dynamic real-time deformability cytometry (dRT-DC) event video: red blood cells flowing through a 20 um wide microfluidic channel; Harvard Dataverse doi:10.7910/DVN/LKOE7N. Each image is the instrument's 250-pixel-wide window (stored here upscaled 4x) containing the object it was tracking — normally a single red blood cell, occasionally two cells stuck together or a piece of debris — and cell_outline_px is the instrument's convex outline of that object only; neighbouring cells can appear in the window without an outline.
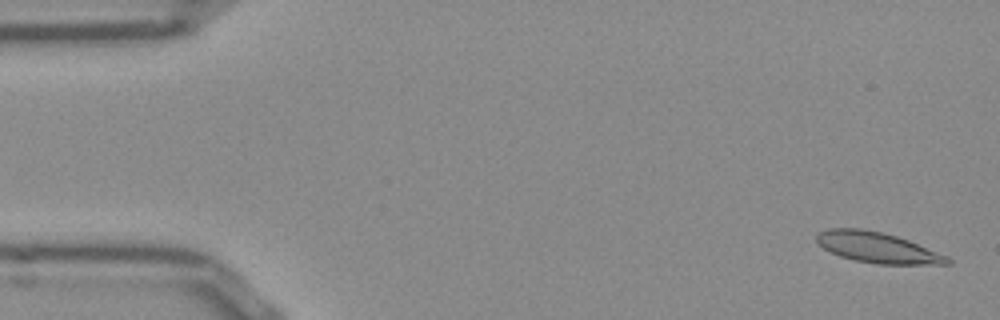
{"species": "Egyptian fruit bat (a non-hibernating species)", "species_latin": "Rousettus aegyptiacus", "temperature_condition": "room temperature", "stored_images_in_passage": 52, "camera_frame_rate_fps": 3000, "um_per_image_px": 0.085, "frame": {"image": 1, "passage_image": 2, "time_ms": 0.333, "image_size_px": [1000, 320], "cell_outline_px": [[952, 264], [876, 264], [856, 260], [840, 256], [824, 248], [816, 240], [816, 232], [828, 228], [860, 228], [880, 232], [896, 236], [908, 240], [948, 256], [952, 260]], "centroid_in_image_um": [74.58, 21.04], "position_along_channel_um": 10.4, "area_um2": 23.18}}
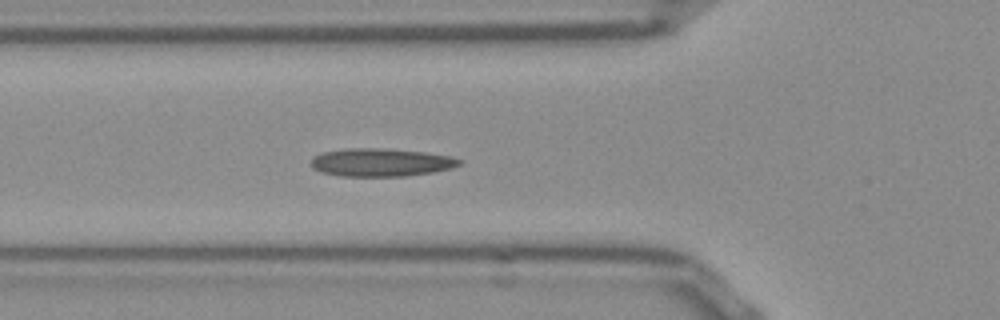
{"frame": {"image": 2, "passage_image": 18, "time_ms": 5.667, "image_size_px": [1000, 320], "cell_outline_px": [[464, 160], [460, 164], [452, 168], [432, 172], [404, 176], [340, 176], [320, 172], [312, 168], [312, 156], [324, 152], [348, 148], [380, 148], [424, 152], [452, 156]], "centroid_in_image_um": [32.39, 13.8], "position_along_channel_um": 93.4, "area_um2": 24.28}}
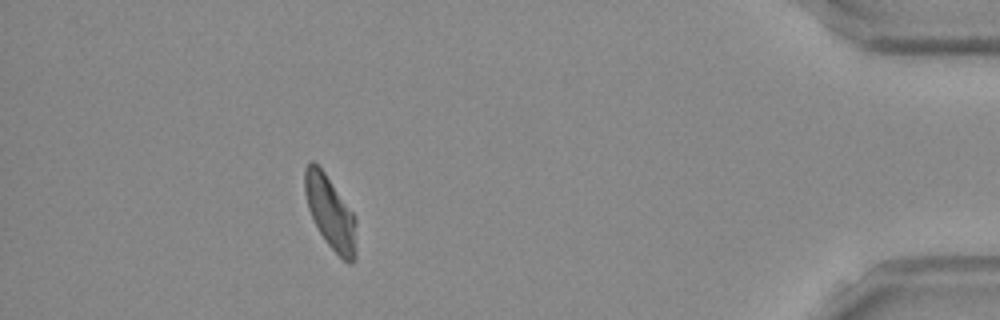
{"frame": {"image": 3, "passage_image": 47, "time_ms": 15.333, "image_size_px": [1000, 320], "cell_outline_px": [[356, 256], [352, 264], [348, 264], [324, 240], [308, 208], [304, 192], [304, 168], [312, 160], [324, 172], [352, 212], [356, 220]], "centroid_in_image_um": [28.08, 18.09], "position_along_channel_um": 407.1, "area_um2": 21.56}, "authors_computed_cell_mechanics": {"area_um2": 22.831, "velocity_mm_per_s": 3.827, "shape_relaxation_time_tau1_ms": null, "shape_relaxation_time_tau2_ms": 4.0059, "deformation_change_tau1": null, "deformation_change_tau2": 0.1051}}